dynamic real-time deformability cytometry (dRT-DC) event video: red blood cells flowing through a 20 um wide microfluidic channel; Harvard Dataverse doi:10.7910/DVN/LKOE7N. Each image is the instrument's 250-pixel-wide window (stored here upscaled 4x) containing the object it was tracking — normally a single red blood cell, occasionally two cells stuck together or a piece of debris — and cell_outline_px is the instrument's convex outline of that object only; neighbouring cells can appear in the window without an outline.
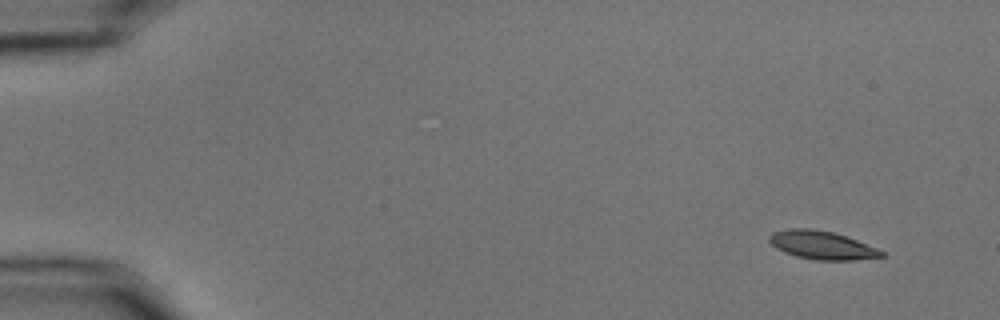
{"species": "common noctule bat (a hibernating species)", "species_latin": "Nyctalus noctula", "temperature_condition": "cold", "stored_images_in_passage": 55, "camera_frame_rate_fps": 3000, "um_per_image_px": 0.085, "animal": {"sex": "male", "body_mass_g": 15.6}, "frame": {"image": 1, "passage_image": 1, "time_ms": 0.0, "image_size_px": [1000, 320], "cell_outline_px": [[884, 256], [852, 260], [816, 260], [796, 256], [784, 252], [776, 248], [768, 240], [768, 236], [772, 232], [788, 228], [812, 228], [832, 232], [856, 240], [876, 248], [884, 252]], "centroid_in_image_um": [69.8, 20.83], "position_along_channel_um": 15.2, "area_um2": 18.38}}
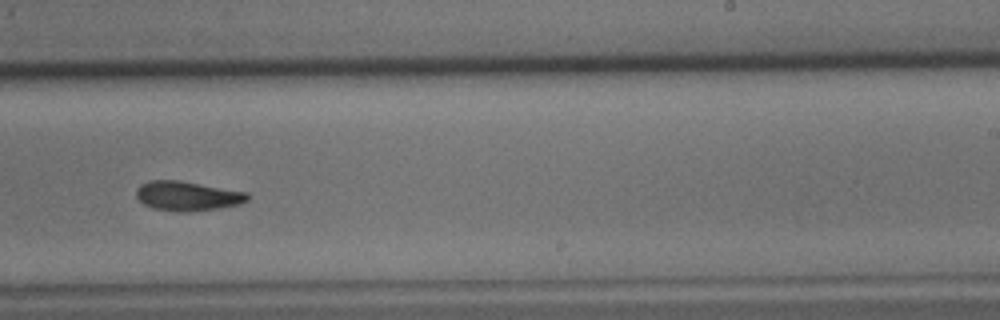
{"frame": {"image": 2, "passage_image": 34, "time_ms": 11.0, "image_size_px": [1000, 320], "cell_outline_px": [[248, 200], [240, 204], [220, 208], [184, 212], [180, 212], [156, 208], [144, 204], [136, 196], [136, 188], [140, 184], [148, 180], [180, 180], [248, 192]], "centroid_in_image_um": [15.93, 16.64], "position_along_channel_um": 273.1, "area_um2": 19.13}}
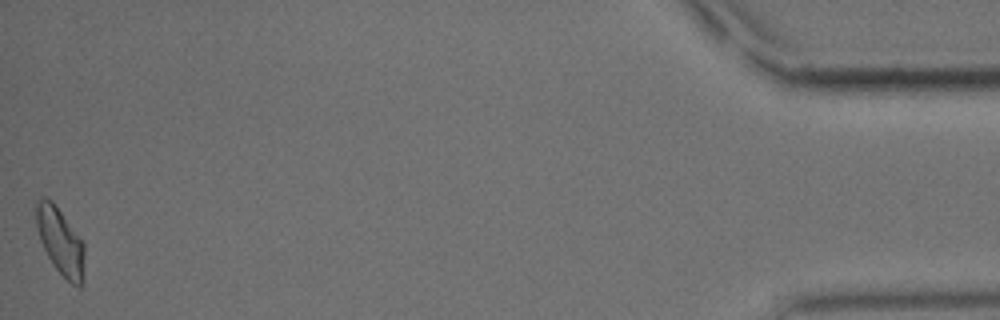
{"frame": {"image": 3, "passage_image": 55, "time_ms": 18.0, "image_size_px": [1000, 320], "cell_outline_px": [[84, 284], [80, 288], [72, 284], [56, 268], [48, 256], [40, 240], [36, 228], [36, 200], [40, 196], [44, 196], [52, 200], [56, 204], [84, 240]], "centroid_in_image_um": [5.15, 20.47], "position_along_channel_um": 430.0, "area_um2": 19.36}, "authors_computed_cell_mechanics": {"area_um2": 18.785, "velocity_mm_per_s": 3.4719, "shape_relaxation_time_tau1_ms": 7.2387, "shape_relaxation_time_tau2_ms": null, "deformation_change_tau1": 0.1582, "deformation_change_tau2": null}}